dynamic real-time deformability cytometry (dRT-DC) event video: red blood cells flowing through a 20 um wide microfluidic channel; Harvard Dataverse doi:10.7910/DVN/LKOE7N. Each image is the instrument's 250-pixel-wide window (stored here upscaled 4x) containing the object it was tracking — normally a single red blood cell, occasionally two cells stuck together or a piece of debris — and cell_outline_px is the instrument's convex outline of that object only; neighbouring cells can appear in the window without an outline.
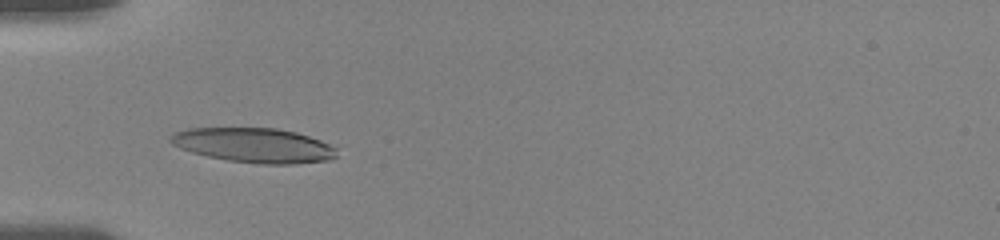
{"species": "human", "species_latin": "Homo sapiens", "temperature_condition": "room temperature", "stored_images_in_passage": 25, "camera_frame_rate_fps": 3000, "um_per_image_px": 0.085, "donor": {"sex": "female"}, "frame": {"image": 1, "passage_image": 11, "time_ms": 4.667, "image_size_px": [1000, 240], "cell_outline_px": [[336, 156], [328, 160], [292, 164], [260, 164], [228, 160], [208, 156], [192, 152], [180, 148], [172, 144], [168, 140], [172, 132], [188, 128], [276, 128], [296, 132], [320, 140], [336, 148]], "centroid_in_image_um": [21.55, 12.34], "position_along_channel_um": 63.4, "area_um2": 33.47}}
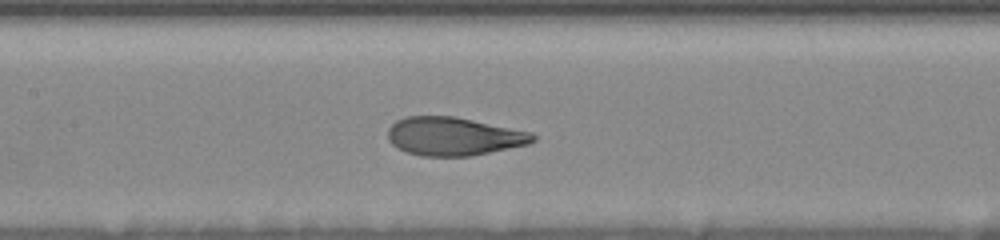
{"frame": {"image": 2, "passage_image": 17, "time_ms": 7.667, "image_size_px": [1000, 240], "cell_outline_px": [[536, 140], [528, 144], [472, 156], [420, 156], [408, 152], [392, 144], [388, 140], [388, 128], [396, 120], [408, 116], [452, 116], [532, 132], [536, 136]], "centroid_in_image_um": [38.56, 11.59], "position_along_channel_um": 168.8, "area_um2": 32.25}}
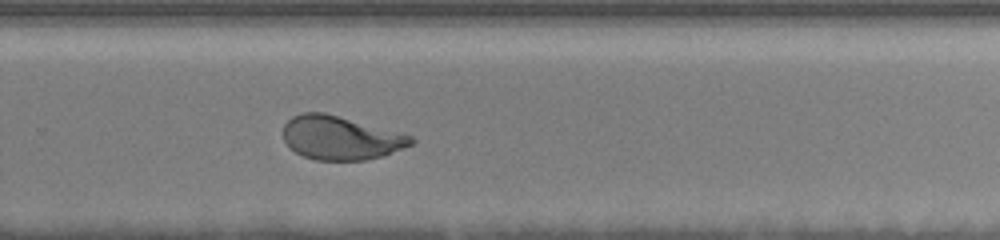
{"frame": {"image": 3, "passage_image": 25, "time_ms": 11.333, "image_size_px": [1000, 240], "cell_outline_px": [[416, 140], [412, 144], [384, 156], [364, 160], [316, 160], [304, 156], [296, 152], [284, 140], [284, 124], [292, 116], [304, 112], [324, 112], [412, 136]], "centroid_in_image_um": [28.95, 11.72], "position_along_channel_um": 300.9, "area_um2": 32.19}}